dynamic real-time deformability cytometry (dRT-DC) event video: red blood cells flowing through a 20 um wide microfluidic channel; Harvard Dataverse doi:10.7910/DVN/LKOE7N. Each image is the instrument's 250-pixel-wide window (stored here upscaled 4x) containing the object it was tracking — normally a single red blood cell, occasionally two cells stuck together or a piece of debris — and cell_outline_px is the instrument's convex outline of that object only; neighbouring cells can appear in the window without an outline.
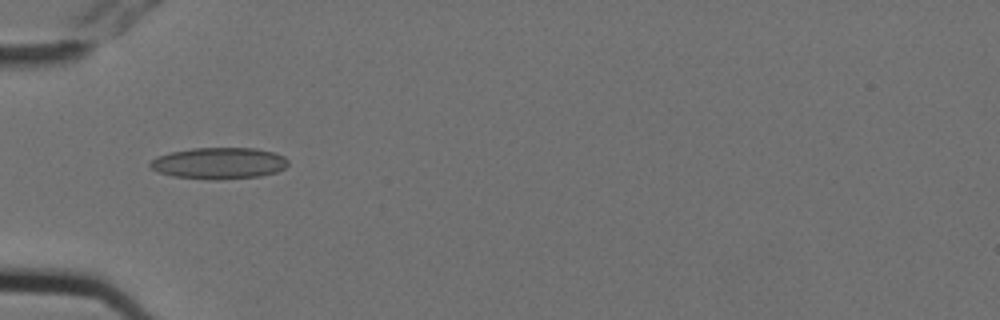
{"species": "Egyptian fruit bat (a non-hibernating species)", "species_latin": "Rousettus aegyptiacus", "temperature_condition": "cold", "stored_images_in_passage": 6, "camera_frame_rate_fps": 3000, "um_per_image_px": 0.085, "animal": {"sex": "female"}, "frame": {"image": 1, "passage_image": 6, "time_ms": 1.667, "image_size_px": [1000, 320], "cell_outline_px": [[288, 164], [284, 168], [276, 172], [260, 176], [212, 180], [172, 176], [160, 172], [152, 168], [148, 164], [156, 156], [172, 152], [192, 148], [256, 148], [272, 152], [284, 156], [288, 160]], "centroid_in_image_um": [18.62, 13.87], "position_along_channel_um": 66.4, "area_um2": 25.2}}